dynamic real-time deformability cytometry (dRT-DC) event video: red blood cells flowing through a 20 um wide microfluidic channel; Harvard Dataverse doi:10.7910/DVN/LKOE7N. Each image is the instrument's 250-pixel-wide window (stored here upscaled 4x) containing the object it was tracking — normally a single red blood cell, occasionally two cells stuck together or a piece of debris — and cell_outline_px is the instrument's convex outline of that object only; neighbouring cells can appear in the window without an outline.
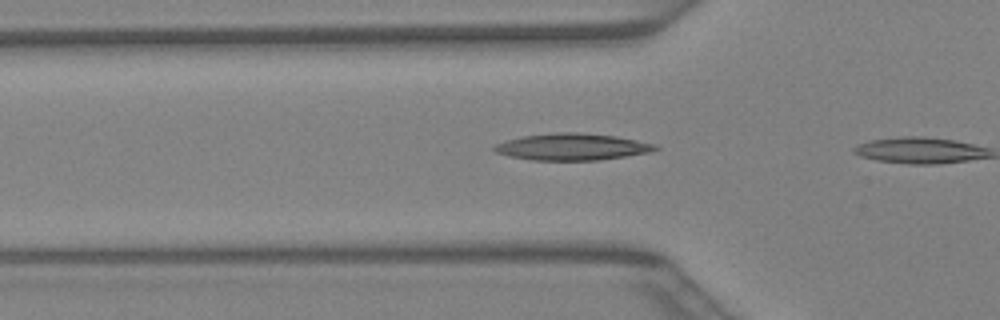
{"species": "Egyptian fruit bat (a non-hibernating species)", "species_latin": "Rousettus aegyptiacus", "temperature_condition": "warm", "stored_images_in_passage": 4, "camera_frame_rate_fps": 3000, "um_per_image_px": 0.085, "animal": {"sex": "female"}, "frame": {"image": 1, "passage_image": 3, "time_ms": 0.667, "image_size_px": [1000, 320], "cell_outline_px": [[660, 148], [652, 152], [600, 160], [532, 160], [508, 156], [496, 152], [492, 148], [496, 144], [520, 136], [556, 132], [576, 132], [616, 136], [656, 144]], "centroid_in_image_um": [48.65, 12.48], "position_along_channel_um": 77.2, "area_um2": 25.14}}